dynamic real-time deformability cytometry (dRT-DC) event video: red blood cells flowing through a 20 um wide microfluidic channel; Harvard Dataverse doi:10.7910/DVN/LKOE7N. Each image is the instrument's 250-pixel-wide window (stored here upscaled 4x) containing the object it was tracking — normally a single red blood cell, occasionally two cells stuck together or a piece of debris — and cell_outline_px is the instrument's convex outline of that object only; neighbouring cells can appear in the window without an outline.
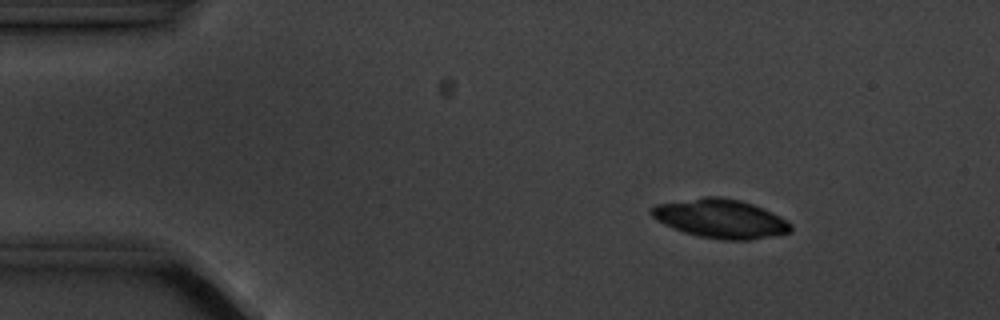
{"species": "common noctule bat (a hibernating species)", "species_latin": "Nyctalus noctula", "temperature_condition": "cold", "stored_images_in_passage": 4, "camera_frame_rate_fps": 3000, "um_per_image_px": 0.085, "animal": {"sex": "male", "body_mass_g": 20.1, "forearm_length_mm": 53.5}, "frame": {"image": 1, "passage_image": 1, "time_ms": 0.0, "image_size_px": [1000, 320], "cell_outline_px": [[792, 232], [776, 236], [752, 240], [720, 240], [696, 236], [672, 228], [656, 220], [648, 212], [648, 208], [656, 204], [704, 196], [720, 196], [740, 200], [764, 208], [780, 216], [792, 224]], "centroid_in_image_um": [61.24, 18.59], "position_along_channel_um": 23.8, "area_um2": 32.19}}